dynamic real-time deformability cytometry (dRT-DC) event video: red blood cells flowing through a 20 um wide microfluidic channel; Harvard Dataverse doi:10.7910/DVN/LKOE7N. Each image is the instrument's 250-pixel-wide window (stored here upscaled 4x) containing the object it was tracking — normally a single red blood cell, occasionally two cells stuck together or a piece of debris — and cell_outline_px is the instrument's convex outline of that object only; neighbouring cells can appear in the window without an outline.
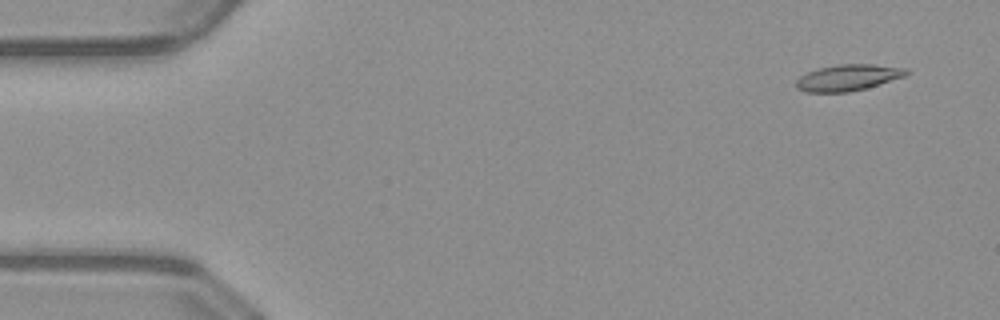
{"species": "common noctule bat (a hibernating species)", "species_latin": "Nyctalus noctula", "temperature_condition": "warm", "stored_images_in_passage": 16, "camera_frame_rate_fps": 3000, "um_per_image_px": 0.085, "animal": {"sex": "male", "body_mass_g": 23.1, "forearm_length_mm": 52.7}, "frame": {"image": 1, "passage_image": 3, "time_ms": 0.667, "image_size_px": [1000, 320], "cell_outline_px": [[912, 72], [904, 76], [864, 88], [848, 92], [804, 92], [796, 88], [796, 80], [800, 76], [808, 72], [820, 68], [840, 64], [872, 64], [908, 68]], "centroid_in_image_um": [72.08, 6.59], "position_along_channel_um": 12.9, "area_um2": 16.7}}
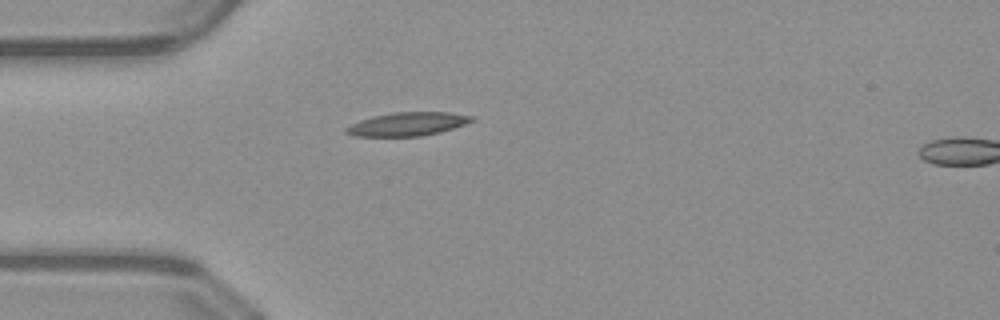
{"frame": {"image": 2, "passage_image": 14, "time_ms": 4.333, "image_size_px": [1000, 320], "cell_outline_px": [[476, 120], [440, 132], [420, 136], [356, 136], [344, 132], [344, 128], [360, 120], [372, 116], [392, 112], [448, 112], [476, 116]], "centroid_in_image_um": [34.66, 10.53], "position_along_channel_um": 50.3, "area_um2": 17.22}}